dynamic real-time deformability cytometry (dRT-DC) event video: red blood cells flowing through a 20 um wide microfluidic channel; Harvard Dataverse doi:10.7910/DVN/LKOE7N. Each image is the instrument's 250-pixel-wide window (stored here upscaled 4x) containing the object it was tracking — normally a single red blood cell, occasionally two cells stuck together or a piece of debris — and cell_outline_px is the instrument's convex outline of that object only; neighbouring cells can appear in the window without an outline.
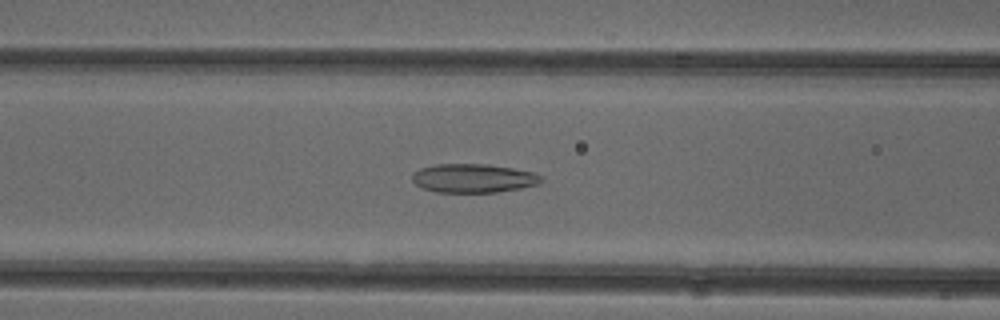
{"species": "common noctule bat (a hibernating species)", "species_latin": "Nyctalus noctula", "temperature_condition": "cold", "stored_images_in_passage": 52, "camera_frame_rate_fps": 3000, "um_per_image_px": 0.085, "animal": {"sex": "female"}, "frame": {"image": 1, "passage_image": 21, "time_ms": 6.667, "image_size_px": [1000, 320], "cell_outline_px": [[544, 180], [536, 184], [520, 188], [496, 192], [436, 192], [424, 188], [416, 184], [412, 180], [412, 176], [420, 168], [432, 164], [488, 164], [536, 172], [544, 176]], "centroid_in_image_um": [40.27, 15.14], "position_along_channel_um": 126.3, "area_um2": 21.68}}
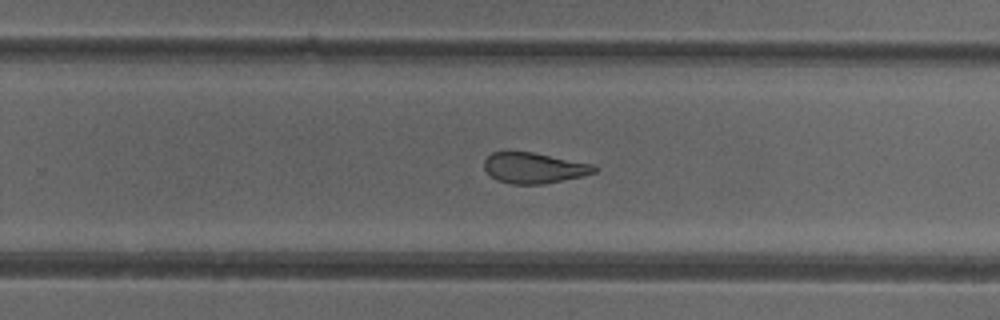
{"frame": {"image": 2, "passage_image": 33, "time_ms": 10.667, "image_size_px": [1000, 320], "cell_outline_px": [[600, 168], [596, 172], [584, 176], [544, 184], [512, 184], [496, 180], [484, 168], [484, 160], [492, 152], [508, 148], [532, 152], [592, 164]], "centroid_in_image_um": [45.36, 14.24], "position_along_channel_um": 284.4, "area_um2": 20.23}}
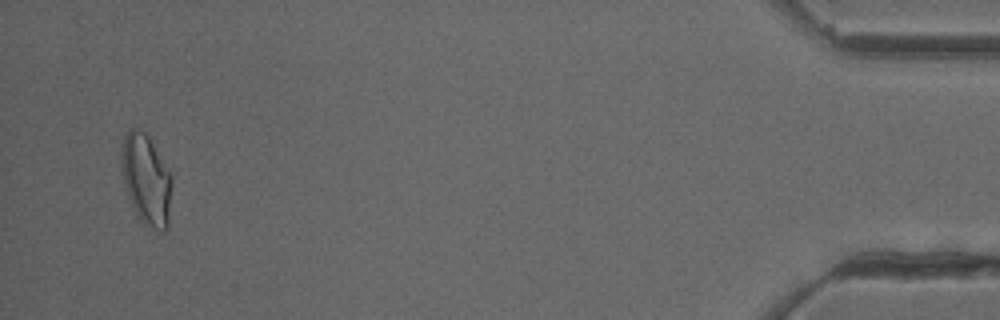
{"frame": {"image": 3, "passage_image": 50, "time_ms": 16.333, "image_size_px": [1000, 320], "cell_outline_px": [[172, 184], [168, 228], [164, 232], [160, 232], [144, 224], [136, 212], [132, 204], [120, 168], [120, 152], [124, 136], [128, 128], [136, 128], [144, 132], [148, 136], [172, 176]], "centroid_in_image_um": [12.43, 15.25], "position_along_channel_um": 422.8, "area_um2": 26.59}, "authors_computed_cell_mechanics": {"area_um2": 22.7443, "velocity_mm_per_s": 3.9549, "shape_relaxation_time_tau1_ms": null, "shape_relaxation_time_tau2_ms": 2.2801, "deformation_change_tau1": null, "deformation_change_tau2": 0.1122}}